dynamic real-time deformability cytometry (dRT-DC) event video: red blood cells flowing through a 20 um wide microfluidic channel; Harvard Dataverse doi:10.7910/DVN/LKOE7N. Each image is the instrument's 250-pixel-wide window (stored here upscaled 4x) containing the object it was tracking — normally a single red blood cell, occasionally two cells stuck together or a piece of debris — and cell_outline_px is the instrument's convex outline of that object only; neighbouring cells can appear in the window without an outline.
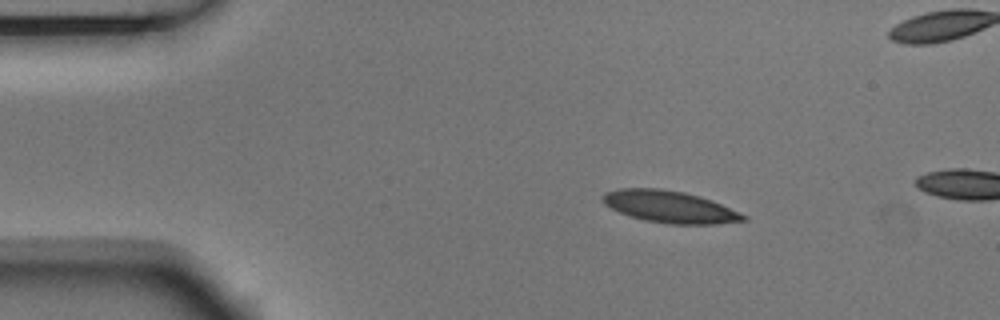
{"species": "Egyptian fruit bat (a non-hibernating species)", "species_latin": "Rousettus aegyptiacus", "temperature_condition": "room temperature", "stored_images_in_passage": 3, "camera_frame_rate_fps": 3000, "um_per_image_px": 0.085, "animal": {"sex": "male"}, "frame": {"image": 1, "passage_image": 1, "time_ms": 0.0, "image_size_px": [1000, 320], "cell_outline_px": [[748, 220], [716, 224], [668, 224], [644, 220], [628, 216], [604, 204], [600, 200], [600, 196], [604, 192], [620, 188], [660, 188], [684, 192], [700, 196], [712, 200], [740, 212], [748, 216]], "centroid_in_image_um": [56.91, 17.57], "position_along_channel_um": 28.1, "area_um2": 26.47}}